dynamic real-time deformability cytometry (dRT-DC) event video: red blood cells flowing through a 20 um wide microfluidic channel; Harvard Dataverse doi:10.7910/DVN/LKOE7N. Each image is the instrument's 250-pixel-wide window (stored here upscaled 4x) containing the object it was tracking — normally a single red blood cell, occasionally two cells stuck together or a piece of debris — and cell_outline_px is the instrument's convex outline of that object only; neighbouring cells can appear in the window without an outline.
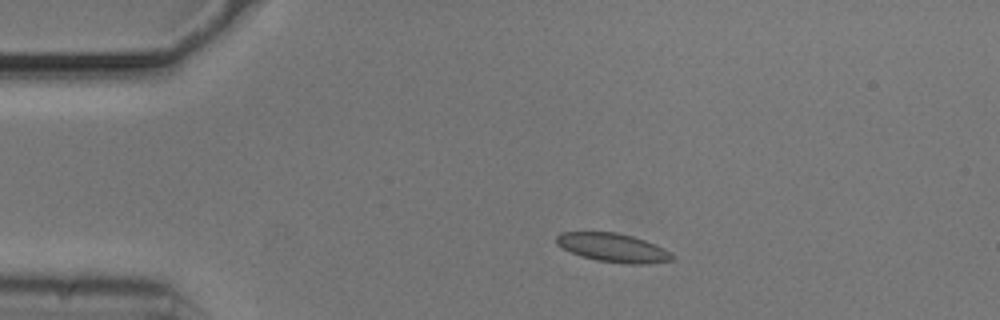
{"species": "common noctule bat (a hibernating species)", "species_latin": "Nyctalus noctula", "temperature_condition": "cold", "stored_images_in_passage": 45, "camera_frame_rate_fps": 3000, "um_per_image_px": 0.085, "animal": {"sex": "male", "body_mass_g": 20.5, "forearm_length_mm": 52.5}, "frame": {"image": 1, "passage_image": 1, "time_ms": 0.0, "image_size_px": [1000, 320], "cell_outline_px": [[676, 260], [644, 264], [628, 264], [596, 260], [580, 256], [556, 244], [556, 236], [560, 232], [616, 232], [632, 236], [656, 244], [676, 256]], "centroid_in_image_um": [52.14, 21.06], "position_along_channel_um": 32.9, "area_um2": 19.42}}
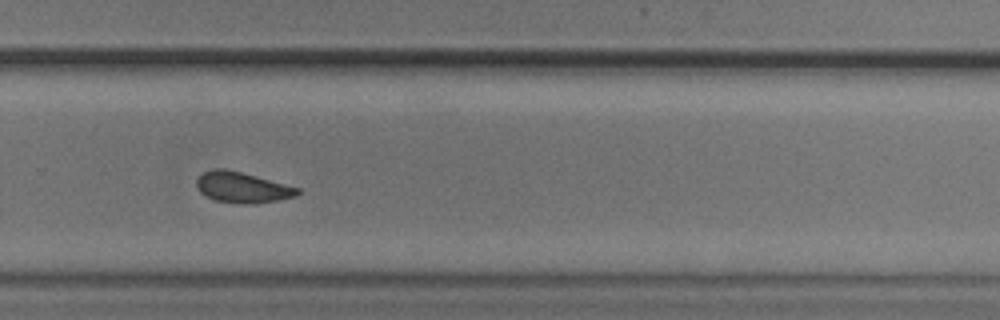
{"frame": {"image": 2, "passage_image": 27, "time_ms": 8.667, "image_size_px": [1000, 320], "cell_outline_px": [[300, 192], [296, 196], [276, 200], [252, 204], [240, 204], [216, 200], [200, 192], [196, 184], [196, 180], [204, 172], [212, 168], [224, 168], [256, 176], [300, 188]], "centroid_in_image_um": [20.59, 15.92], "position_along_channel_um": 309.2, "area_um2": 17.86}}
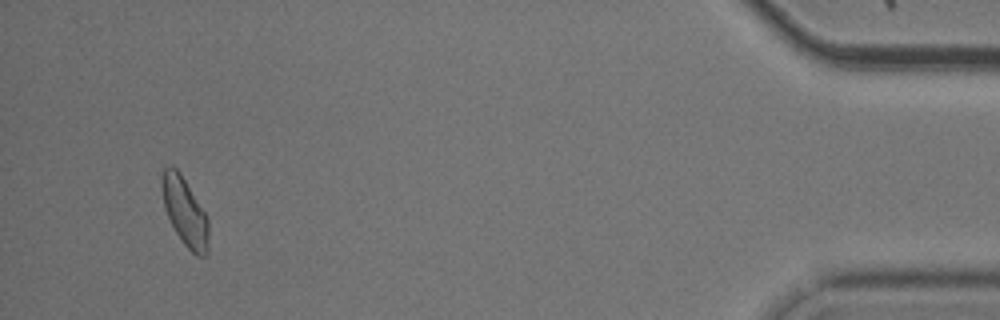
{"frame": {"image": 3, "passage_image": 42, "time_ms": 13.667, "image_size_px": [1000, 320], "cell_outline_px": [[208, 252], [204, 256], [196, 256], [184, 244], [176, 232], [164, 208], [160, 184], [160, 176], [164, 168], [176, 168], [180, 172], [208, 216]], "centroid_in_image_um": [15.71, 17.98], "position_along_channel_um": 419.5, "area_um2": 18.61}, "authors_computed_cell_mechanics": {"area_um2": 18.3804, "velocity_mm_per_s": 3.6913, "shape_relaxation_time_tau1_ms": null, "shape_relaxation_time_tau2_ms": 4.0601, "deformation_change_tau1": null, "deformation_change_tau2": 0.0799}}